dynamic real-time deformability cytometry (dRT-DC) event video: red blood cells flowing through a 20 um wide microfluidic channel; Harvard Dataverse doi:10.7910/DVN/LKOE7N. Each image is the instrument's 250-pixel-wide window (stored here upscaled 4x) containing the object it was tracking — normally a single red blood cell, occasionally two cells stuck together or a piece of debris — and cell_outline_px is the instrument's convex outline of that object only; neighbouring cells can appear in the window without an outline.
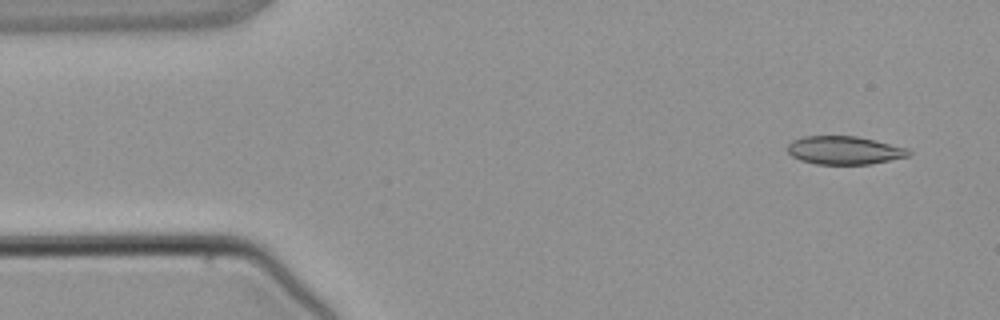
{"species": "common noctule bat (a hibernating species)", "species_latin": "Nyctalus noctula", "temperature_condition": "warm", "stored_images_in_passage": 3, "camera_frame_rate_fps": 3000, "um_per_image_px": 0.085, "animal": {"sex": "male", "body_mass_g": 21.5, "forearm_length_mm": 52.0}, "frame": {"image": 1, "passage_image": 1, "time_ms": 0.0, "image_size_px": [1000, 320], "cell_outline_px": [[912, 152], [908, 156], [872, 164], [816, 164], [800, 160], [792, 156], [784, 148], [792, 140], [804, 136], [856, 136], [908, 148]], "centroid_in_image_um": [71.73, 12.77], "position_along_channel_um": 13.3, "area_um2": 20.0}}